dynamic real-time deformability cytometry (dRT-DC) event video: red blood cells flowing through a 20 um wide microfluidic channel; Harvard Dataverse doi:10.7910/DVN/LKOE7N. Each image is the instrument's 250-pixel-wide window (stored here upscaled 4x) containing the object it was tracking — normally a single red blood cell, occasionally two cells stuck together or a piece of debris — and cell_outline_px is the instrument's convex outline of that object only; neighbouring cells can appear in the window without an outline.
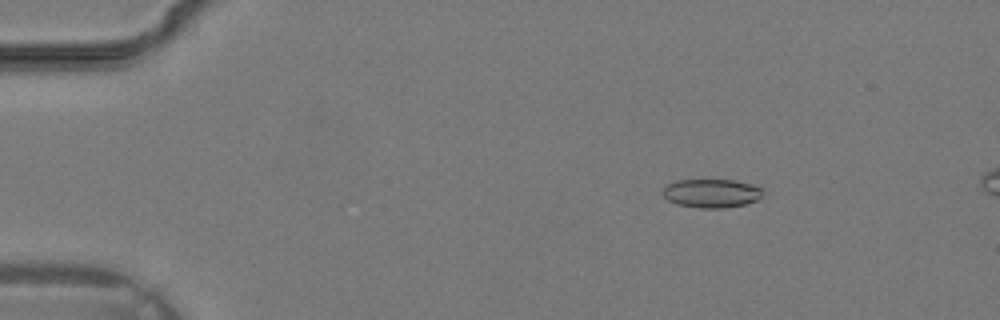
{"species": "common noctule bat (a hibernating species)", "species_latin": "Nyctalus noctula", "temperature_condition": "warm", "stored_images_in_passage": 37, "segment_of_instrument_passage": [1, 2], "camera_frame_rate_fps": 3000, "um_per_image_px": 0.085, "animal": {"sex": "male", "body_mass_g": 19.2, "forearm_length_mm": 51.8}, "frame": {"image": 1, "passage_image": 6, "time_ms": 1.667, "image_size_px": [1000, 320], "cell_outline_px": [[764, 192], [756, 200], [748, 204], [724, 208], [700, 208], [676, 204], [668, 200], [660, 192], [664, 184], [676, 180], [736, 180], [752, 184], [764, 188]], "centroid_in_image_um": [60.46, 16.42], "position_along_channel_um": 24.5, "area_um2": 17.11}}
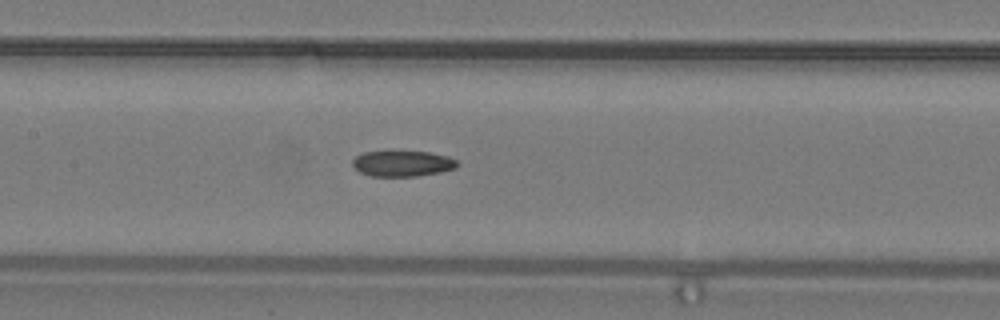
{"frame": {"image": 2, "passage_image": 18, "time_ms": 5.667, "image_size_px": [1000, 320], "cell_outline_px": [[460, 164], [456, 168], [440, 172], [416, 176], [372, 176], [360, 172], [352, 164], [352, 160], [356, 156], [364, 152], [388, 148], [428, 152], [448, 156], [456, 160]], "centroid_in_image_um": [34.19, 13.84], "position_along_channel_um": 173.2, "area_um2": 16.47}}
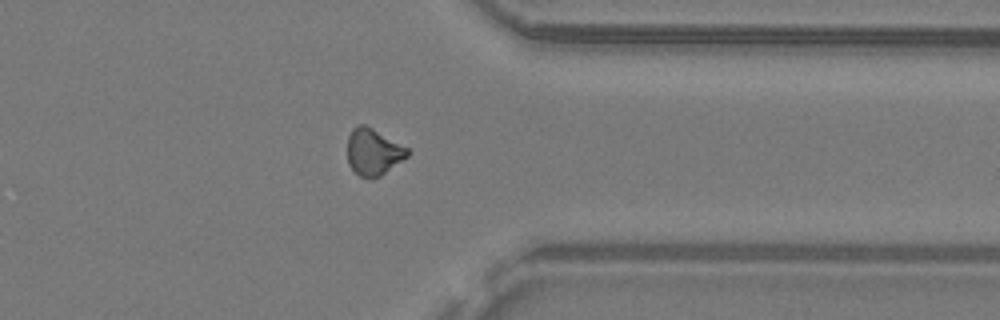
{"frame": {"image": 3, "passage_image": 29, "time_ms": 9.333, "image_size_px": [1000, 320], "cell_outline_px": [[412, 152], [408, 156], [380, 176], [368, 180], [360, 176], [348, 164], [348, 136], [352, 128], [360, 124], [364, 124], [372, 128], [408, 148]], "centroid_in_image_um": [31.73, 12.92], "position_along_channel_um": 379.7, "area_um2": 16.3}}